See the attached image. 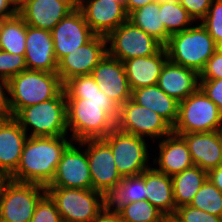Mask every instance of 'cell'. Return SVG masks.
<instances>
[{
	"label": "cell",
	"mask_w": 222,
	"mask_h": 222,
	"mask_svg": "<svg viewBox=\"0 0 222 222\" xmlns=\"http://www.w3.org/2000/svg\"><path fill=\"white\" fill-rule=\"evenodd\" d=\"M63 90L72 141L104 138L116 128L120 106L99 89L91 75L72 77Z\"/></svg>",
	"instance_id": "obj_1"
},
{
	"label": "cell",
	"mask_w": 222,
	"mask_h": 222,
	"mask_svg": "<svg viewBox=\"0 0 222 222\" xmlns=\"http://www.w3.org/2000/svg\"><path fill=\"white\" fill-rule=\"evenodd\" d=\"M71 142L72 139L67 140L66 136H28L11 180L47 186L53 180L62 153Z\"/></svg>",
	"instance_id": "obj_2"
},
{
	"label": "cell",
	"mask_w": 222,
	"mask_h": 222,
	"mask_svg": "<svg viewBox=\"0 0 222 222\" xmlns=\"http://www.w3.org/2000/svg\"><path fill=\"white\" fill-rule=\"evenodd\" d=\"M64 89L59 75L45 71L24 70L7 82L10 116L20 109L56 98Z\"/></svg>",
	"instance_id": "obj_3"
},
{
	"label": "cell",
	"mask_w": 222,
	"mask_h": 222,
	"mask_svg": "<svg viewBox=\"0 0 222 222\" xmlns=\"http://www.w3.org/2000/svg\"><path fill=\"white\" fill-rule=\"evenodd\" d=\"M165 48L170 62L193 69L200 74L219 46L206 28L198 23L170 35Z\"/></svg>",
	"instance_id": "obj_4"
},
{
	"label": "cell",
	"mask_w": 222,
	"mask_h": 222,
	"mask_svg": "<svg viewBox=\"0 0 222 222\" xmlns=\"http://www.w3.org/2000/svg\"><path fill=\"white\" fill-rule=\"evenodd\" d=\"M29 137L67 136V101L64 90L56 97L20 109L13 116ZM31 133L28 135V128Z\"/></svg>",
	"instance_id": "obj_5"
},
{
	"label": "cell",
	"mask_w": 222,
	"mask_h": 222,
	"mask_svg": "<svg viewBox=\"0 0 222 222\" xmlns=\"http://www.w3.org/2000/svg\"><path fill=\"white\" fill-rule=\"evenodd\" d=\"M63 222H93L108 199L94 189L46 187Z\"/></svg>",
	"instance_id": "obj_6"
},
{
	"label": "cell",
	"mask_w": 222,
	"mask_h": 222,
	"mask_svg": "<svg viewBox=\"0 0 222 222\" xmlns=\"http://www.w3.org/2000/svg\"><path fill=\"white\" fill-rule=\"evenodd\" d=\"M222 130L218 106L199 88L178 104V118L172 133H198Z\"/></svg>",
	"instance_id": "obj_7"
},
{
	"label": "cell",
	"mask_w": 222,
	"mask_h": 222,
	"mask_svg": "<svg viewBox=\"0 0 222 222\" xmlns=\"http://www.w3.org/2000/svg\"><path fill=\"white\" fill-rule=\"evenodd\" d=\"M102 139L110 146L117 170L123 178L138 176L150 168L145 138L115 128Z\"/></svg>",
	"instance_id": "obj_8"
},
{
	"label": "cell",
	"mask_w": 222,
	"mask_h": 222,
	"mask_svg": "<svg viewBox=\"0 0 222 222\" xmlns=\"http://www.w3.org/2000/svg\"><path fill=\"white\" fill-rule=\"evenodd\" d=\"M45 195L46 186L10 179L0 201V222H30Z\"/></svg>",
	"instance_id": "obj_9"
},
{
	"label": "cell",
	"mask_w": 222,
	"mask_h": 222,
	"mask_svg": "<svg viewBox=\"0 0 222 222\" xmlns=\"http://www.w3.org/2000/svg\"><path fill=\"white\" fill-rule=\"evenodd\" d=\"M77 143L79 148L86 147L92 189L109 199L123 178L117 170L110 146L102 138L86 139Z\"/></svg>",
	"instance_id": "obj_10"
},
{
	"label": "cell",
	"mask_w": 222,
	"mask_h": 222,
	"mask_svg": "<svg viewBox=\"0 0 222 222\" xmlns=\"http://www.w3.org/2000/svg\"><path fill=\"white\" fill-rule=\"evenodd\" d=\"M107 54L124 62L136 57H146L156 54L163 45L154 37L135 26L129 20L125 21L107 37Z\"/></svg>",
	"instance_id": "obj_11"
},
{
	"label": "cell",
	"mask_w": 222,
	"mask_h": 222,
	"mask_svg": "<svg viewBox=\"0 0 222 222\" xmlns=\"http://www.w3.org/2000/svg\"><path fill=\"white\" fill-rule=\"evenodd\" d=\"M116 128L139 137L161 139L172 133V127L156 112L142 107L132 99L119 108Z\"/></svg>",
	"instance_id": "obj_12"
},
{
	"label": "cell",
	"mask_w": 222,
	"mask_h": 222,
	"mask_svg": "<svg viewBox=\"0 0 222 222\" xmlns=\"http://www.w3.org/2000/svg\"><path fill=\"white\" fill-rule=\"evenodd\" d=\"M71 142L62 153L53 180L46 187L92 189L86 148L81 150Z\"/></svg>",
	"instance_id": "obj_13"
},
{
	"label": "cell",
	"mask_w": 222,
	"mask_h": 222,
	"mask_svg": "<svg viewBox=\"0 0 222 222\" xmlns=\"http://www.w3.org/2000/svg\"><path fill=\"white\" fill-rule=\"evenodd\" d=\"M106 54V37L95 35L85 45L70 52L58 62L57 74L63 84L75 76L91 75L93 68Z\"/></svg>",
	"instance_id": "obj_14"
},
{
	"label": "cell",
	"mask_w": 222,
	"mask_h": 222,
	"mask_svg": "<svg viewBox=\"0 0 222 222\" xmlns=\"http://www.w3.org/2000/svg\"><path fill=\"white\" fill-rule=\"evenodd\" d=\"M51 33L57 62L95 36L81 10L71 11L51 30Z\"/></svg>",
	"instance_id": "obj_15"
},
{
	"label": "cell",
	"mask_w": 222,
	"mask_h": 222,
	"mask_svg": "<svg viewBox=\"0 0 222 222\" xmlns=\"http://www.w3.org/2000/svg\"><path fill=\"white\" fill-rule=\"evenodd\" d=\"M91 76L99 89L119 106L131 99L132 90L120 60L106 54L93 68Z\"/></svg>",
	"instance_id": "obj_16"
},
{
	"label": "cell",
	"mask_w": 222,
	"mask_h": 222,
	"mask_svg": "<svg viewBox=\"0 0 222 222\" xmlns=\"http://www.w3.org/2000/svg\"><path fill=\"white\" fill-rule=\"evenodd\" d=\"M81 11L92 32L104 37L128 20L125 6L115 0H83Z\"/></svg>",
	"instance_id": "obj_17"
},
{
	"label": "cell",
	"mask_w": 222,
	"mask_h": 222,
	"mask_svg": "<svg viewBox=\"0 0 222 222\" xmlns=\"http://www.w3.org/2000/svg\"><path fill=\"white\" fill-rule=\"evenodd\" d=\"M25 63L28 70L57 73L52 33L27 25Z\"/></svg>",
	"instance_id": "obj_18"
},
{
	"label": "cell",
	"mask_w": 222,
	"mask_h": 222,
	"mask_svg": "<svg viewBox=\"0 0 222 222\" xmlns=\"http://www.w3.org/2000/svg\"><path fill=\"white\" fill-rule=\"evenodd\" d=\"M187 143L193 164L207 173L222 165L221 131L174 133Z\"/></svg>",
	"instance_id": "obj_19"
},
{
	"label": "cell",
	"mask_w": 222,
	"mask_h": 222,
	"mask_svg": "<svg viewBox=\"0 0 222 222\" xmlns=\"http://www.w3.org/2000/svg\"><path fill=\"white\" fill-rule=\"evenodd\" d=\"M27 138L13 116L0 119V171L9 176L16 171Z\"/></svg>",
	"instance_id": "obj_20"
},
{
	"label": "cell",
	"mask_w": 222,
	"mask_h": 222,
	"mask_svg": "<svg viewBox=\"0 0 222 222\" xmlns=\"http://www.w3.org/2000/svg\"><path fill=\"white\" fill-rule=\"evenodd\" d=\"M157 85L177 102H181L200 87L197 71L170 62L165 63Z\"/></svg>",
	"instance_id": "obj_21"
},
{
	"label": "cell",
	"mask_w": 222,
	"mask_h": 222,
	"mask_svg": "<svg viewBox=\"0 0 222 222\" xmlns=\"http://www.w3.org/2000/svg\"><path fill=\"white\" fill-rule=\"evenodd\" d=\"M71 10L58 0H25L18 14L26 25L51 31Z\"/></svg>",
	"instance_id": "obj_22"
},
{
	"label": "cell",
	"mask_w": 222,
	"mask_h": 222,
	"mask_svg": "<svg viewBox=\"0 0 222 222\" xmlns=\"http://www.w3.org/2000/svg\"><path fill=\"white\" fill-rule=\"evenodd\" d=\"M167 61L168 54L165 46L152 56L124 61L123 65L131 90L157 85L162 68Z\"/></svg>",
	"instance_id": "obj_23"
},
{
	"label": "cell",
	"mask_w": 222,
	"mask_h": 222,
	"mask_svg": "<svg viewBox=\"0 0 222 222\" xmlns=\"http://www.w3.org/2000/svg\"><path fill=\"white\" fill-rule=\"evenodd\" d=\"M158 145V159L155 158L152 161L159 165L155 168L157 171L172 177L194 166L187 143L180 135L171 133L164 137Z\"/></svg>",
	"instance_id": "obj_24"
},
{
	"label": "cell",
	"mask_w": 222,
	"mask_h": 222,
	"mask_svg": "<svg viewBox=\"0 0 222 222\" xmlns=\"http://www.w3.org/2000/svg\"><path fill=\"white\" fill-rule=\"evenodd\" d=\"M144 181L146 200L170 219L176 210L172 177L150 167L144 171Z\"/></svg>",
	"instance_id": "obj_25"
},
{
	"label": "cell",
	"mask_w": 222,
	"mask_h": 222,
	"mask_svg": "<svg viewBox=\"0 0 222 222\" xmlns=\"http://www.w3.org/2000/svg\"><path fill=\"white\" fill-rule=\"evenodd\" d=\"M131 99L142 107L159 114L172 128L178 118V104L158 85L141 87L132 91Z\"/></svg>",
	"instance_id": "obj_26"
},
{
	"label": "cell",
	"mask_w": 222,
	"mask_h": 222,
	"mask_svg": "<svg viewBox=\"0 0 222 222\" xmlns=\"http://www.w3.org/2000/svg\"><path fill=\"white\" fill-rule=\"evenodd\" d=\"M207 179L208 173L195 165L172 176L176 208L189 205Z\"/></svg>",
	"instance_id": "obj_27"
},
{
	"label": "cell",
	"mask_w": 222,
	"mask_h": 222,
	"mask_svg": "<svg viewBox=\"0 0 222 222\" xmlns=\"http://www.w3.org/2000/svg\"><path fill=\"white\" fill-rule=\"evenodd\" d=\"M159 11L160 3H149L132 11L128 15V20L165 46L169 41L170 35L165 30Z\"/></svg>",
	"instance_id": "obj_28"
},
{
	"label": "cell",
	"mask_w": 222,
	"mask_h": 222,
	"mask_svg": "<svg viewBox=\"0 0 222 222\" xmlns=\"http://www.w3.org/2000/svg\"><path fill=\"white\" fill-rule=\"evenodd\" d=\"M123 222H169V219L148 200L131 203H109Z\"/></svg>",
	"instance_id": "obj_29"
},
{
	"label": "cell",
	"mask_w": 222,
	"mask_h": 222,
	"mask_svg": "<svg viewBox=\"0 0 222 222\" xmlns=\"http://www.w3.org/2000/svg\"><path fill=\"white\" fill-rule=\"evenodd\" d=\"M26 34L27 25L19 14L9 18L0 34L2 51L25 55Z\"/></svg>",
	"instance_id": "obj_30"
},
{
	"label": "cell",
	"mask_w": 222,
	"mask_h": 222,
	"mask_svg": "<svg viewBox=\"0 0 222 222\" xmlns=\"http://www.w3.org/2000/svg\"><path fill=\"white\" fill-rule=\"evenodd\" d=\"M159 12L165 30L169 35L184 31L195 22L179 1L160 3Z\"/></svg>",
	"instance_id": "obj_31"
},
{
	"label": "cell",
	"mask_w": 222,
	"mask_h": 222,
	"mask_svg": "<svg viewBox=\"0 0 222 222\" xmlns=\"http://www.w3.org/2000/svg\"><path fill=\"white\" fill-rule=\"evenodd\" d=\"M144 172L138 176L122 178L116 191L108 199V203H131L146 200Z\"/></svg>",
	"instance_id": "obj_32"
},
{
	"label": "cell",
	"mask_w": 222,
	"mask_h": 222,
	"mask_svg": "<svg viewBox=\"0 0 222 222\" xmlns=\"http://www.w3.org/2000/svg\"><path fill=\"white\" fill-rule=\"evenodd\" d=\"M189 205L211 215L222 217V192L207 179Z\"/></svg>",
	"instance_id": "obj_33"
},
{
	"label": "cell",
	"mask_w": 222,
	"mask_h": 222,
	"mask_svg": "<svg viewBox=\"0 0 222 222\" xmlns=\"http://www.w3.org/2000/svg\"><path fill=\"white\" fill-rule=\"evenodd\" d=\"M215 43L222 47V0H213L208 13L201 20Z\"/></svg>",
	"instance_id": "obj_34"
},
{
	"label": "cell",
	"mask_w": 222,
	"mask_h": 222,
	"mask_svg": "<svg viewBox=\"0 0 222 222\" xmlns=\"http://www.w3.org/2000/svg\"><path fill=\"white\" fill-rule=\"evenodd\" d=\"M169 222H222V217L211 215L190 205H184L176 208Z\"/></svg>",
	"instance_id": "obj_35"
},
{
	"label": "cell",
	"mask_w": 222,
	"mask_h": 222,
	"mask_svg": "<svg viewBox=\"0 0 222 222\" xmlns=\"http://www.w3.org/2000/svg\"><path fill=\"white\" fill-rule=\"evenodd\" d=\"M25 55L0 52V78L8 82L13 76L27 70Z\"/></svg>",
	"instance_id": "obj_36"
},
{
	"label": "cell",
	"mask_w": 222,
	"mask_h": 222,
	"mask_svg": "<svg viewBox=\"0 0 222 222\" xmlns=\"http://www.w3.org/2000/svg\"><path fill=\"white\" fill-rule=\"evenodd\" d=\"M30 222H63L55 203L46 194L37 204Z\"/></svg>",
	"instance_id": "obj_37"
},
{
	"label": "cell",
	"mask_w": 222,
	"mask_h": 222,
	"mask_svg": "<svg viewBox=\"0 0 222 222\" xmlns=\"http://www.w3.org/2000/svg\"><path fill=\"white\" fill-rule=\"evenodd\" d=\"M199 88L218 106L219 112L222 114V78L200 79Z\"/></svg>",
	"instance_id": "obj_38"
},
{
	"label": "cell",
	"mask_w": 222,
	"mask_h": 222,
	"mask_svg": "<svg viewBox=\"0 0 222 222\" xmlns=\"http://www.w3.org/2000/svg\"><path fill=\"white\" fill-rule=\"evenodd\" d=\"M200 79L222 78V47H219L201 71Z\"/></svg>",
	"instance_id": "obj_39"
},
{
	"label": "cell",
	"mask_w": 222,
	"mask_h": 222,
	"mask_svg": "<svg viewBox=\"0 0 222 222\" xmlns=\"http://www.w3.org/2000/svg\"><path fill=\"white\" fill-rule=\"evenodd\" d=\"M213 0H179V3L187 10L196 23L201 21L210 8Z\"/></svg>",
	"instance_id": "obj_40"
},
{
	"label": "cell",
	"mask_w": 222,
	"mask_h": 222,
	"mask_svg": "<svg viewBox=\"0 0 222 222\" xmlns=\"http://www.w3.org/2000/svg\"><path fill=\"white\" fill-rule=\"evenodd\" d=\"M93 222H123V220L119 212L107 203Z\"/></svg>",
	"instance_id": "obj_41"
},
{
	"label": "cell",
	"mask_w": 222,
	"mask_h": 222,
	"mask_svg": "<svg viewBox=\"0 0 222 222\" xmlns=\"http://www.w3.org/2000/svg\"><path fill=\"white\" fill-rule=\"evenodd\" d=\"M7 82L0 78V119L10 116L7 104Z\"/></svg>",
	"instance_id": "obj_42"
},
{
	"label": "cell",
	"mask_w": 222,
	"mask_h": 222,
	"mask_svg": "<svg viewBox=\"0 0 222 222\" xmlns=\"http://www.w3.org/2000/svg\"><path fill=\"white\" fill-rule=\"evenodd\" d=\"M18 14V7L12 0H0V15L10 18Z\"/></svg>",
	"instance_id": "obj_43"
},
{
	"label": "cell",
	"mask_w": 222,
	"mask_h": 222,
	"mask_svg": "<svg viewBox=\"0 0 222 222\" xmlns=\"http://www.w3.org/2000/svg\"><path fill=\"white\" fill-rule=\"evenodd\" d=\"M208 179L222 192V165L210 170Z\"/></svg>",
	"instance_id": "obj_44"
},
{
	"label": "cell",
	"mask_w": 222,
	"mask_h": 222,
	"mask_svg": "<svg viewBox=\"0 0 222 222\" xmlns=\"http://www.w3.org/2000/svg\"><path fill=\"white\" fill-rule=\"evenodd\" d=\"M156 2V0H125V9L129 15L132 11L142 8L143 6Z\"/></svg>",
	"instance_id": "obj_45"
},
{
	"label": "cell",
	"mask_w": 222,
	"mask_h": 222,
	"mask_svg": "<svg viewBox=\"0 0 222 222\" xmlns=\"http://www.w3.org/2000/svg\"><path fill=\"white\" fill-rule=\"evenodd\" d=\"M66 5L71 11L81 10L83 0H58Z\"/></svg>",
	"instance_id": "obj_46"
},
{
	"label": "cell",
	"mask_w": 222,
	"mask_h": 222,
	"mask_svg": "<svg viewBox=\"0 0 222 222\" xmlns=\"http://www.w3.org/2000/svg\"><path fill=\"white\" fill-rule=\"evenodd\" d=\"M10 179H11V177L9 175L0 171V201H1V198H2L4 188H5L6 184L9 182Z\"/></svg>",
	"instance_id": "obj_47"
},
{
	"label": "cell",
	"mask_w": 222,
	"mask_h": 222,
	"mask_svg": "<svg viewBox=\"0 0 222 222\" xmlns=\"http://www.w3.org/2000/svg\"><path fill=\"white\" fill-rule=\"evenodd\" d=\"M9 18H10L9 16L0 15V34L3 32L4 25Z\"/></svg>",
	"instance_id": "obj_48"
},
{
	"label": "cell",
	"mask_w": 222,
	"mask_h": 222,
	"mask_svg": "<svg viewBox=\"0 0 222 222\" xmlns=\"http://www.w3.org/2000/svg\"><path fill=\"white\" fill-rule=\"evenodd\" d=\"M14 4L19 7L25 0H12Z\"/></svg>",
	"instance_id": "obj_49"
},
{
	"label": "cell",
	"mask_w": 222,
	"mask_h": 222,
	"mask_svg": "<svg viewBox=\"0 0 222 222\" xmlns=\"http://www.w3.org/2000/svg\"><path fill=\"white\" fill-rule=\"evenodd\" d=\"M179 0H156V2L158 3H162V2H178Z\"/></svg>",
	"instance_id": "obj_50"
},
{
	"label": "cell",
	"mask_w": 222,
	"mask_h": 222,
	"mask_svg": "<svg viewBox=\"0 0 222 222\" xmlns=\"http://www.w3.org/2000/svg\"><path fill=\"white\" fill-rule=\"evenodd\" d=\"M115 1L121 3V4H123L125 6V0H115Z\"/></svg>",
	"instance_id": "obj_51"
},
{
	"label": "cell",
	"mask_w": 222,
	"mask_h": 222,
	"mask_svg": "<svg viewBox=\"0 0 222 222\" xmlns=\"http://www.w3.org/2000/svg\"><path fill=\"white\" fill-rule=\"evenodd\" d=\"M221 147H222V130H221Z\"/></svg>",
	"instance_id": "obj_52"
}]
</instances>
